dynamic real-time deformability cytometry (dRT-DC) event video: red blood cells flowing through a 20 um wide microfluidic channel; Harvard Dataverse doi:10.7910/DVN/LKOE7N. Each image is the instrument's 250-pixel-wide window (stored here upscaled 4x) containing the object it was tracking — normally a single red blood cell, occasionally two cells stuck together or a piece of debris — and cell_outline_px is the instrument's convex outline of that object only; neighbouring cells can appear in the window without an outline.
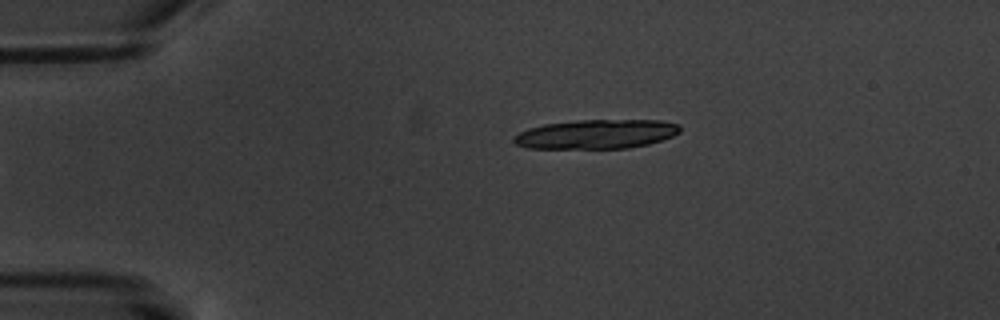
{"species": "common noctule bat (a hibernating species)", "species_latin": "Nyctalus noctula", "temperature_condition": "warm", "stored_images_in_passage": 6, "camera_frame_rate_fps": 3000, "um_per_image_px": 0.085, "animal": {"sex": "male", "body_mass_g": 20.1, "forearm_length_mm": 53.5}, "frame": {"image": 1, "passage_image": 6, "time_ms": 7.0, "image_size_px": [1000, 320], "cell_outline_px": [[680, 132], [672, 136], [648, 144], [628, 148], [528, 148], [516, 144], [512, 140], [512, 136], [528, 128], [544, 124], [576, 120], [660, 120], [680, 124]], "centroid_in_image_um": [50.67, 11.39], "position_along_channel_um": 34.3, "area_um2": 28.32}}